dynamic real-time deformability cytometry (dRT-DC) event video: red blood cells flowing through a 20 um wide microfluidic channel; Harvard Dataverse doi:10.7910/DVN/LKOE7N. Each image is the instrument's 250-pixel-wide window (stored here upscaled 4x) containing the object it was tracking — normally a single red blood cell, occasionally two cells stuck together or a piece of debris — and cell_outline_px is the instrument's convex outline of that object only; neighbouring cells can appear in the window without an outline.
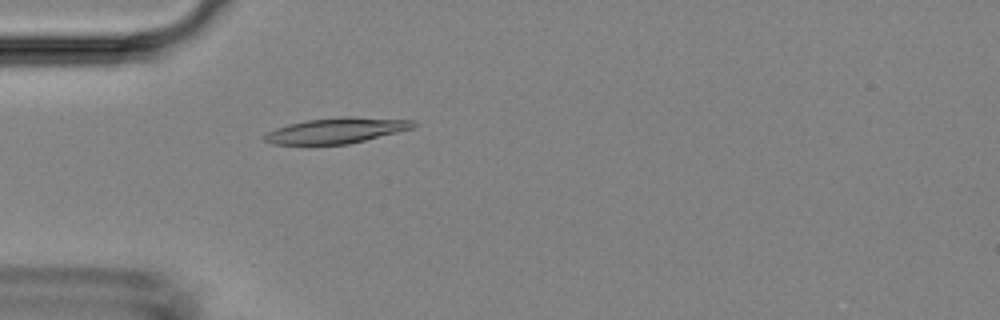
{"species": "Egyptian fruit bat (a non-hibernating species)", "species_latin": "Rousettus aegyptiacus", "temperature_condition": "room temperature", "stored_images_in_passage": 4, "camera_frame_rate_fps": 3000, "um_per_image_px": 0.085, "animal": {"sex": "female"}, "frame": {"image": 1, "passage_image": 4, "time_ms": 4.667, "image_size_px": [1000, 320], "cell_outline_px": [[416, 124], [412, 128], [348, 144], [308, 148], [272, 144], [260, 140], [260, 136], [276, 128], [288, 124], [308, 120], [344, 116], [348, 116], [416, 120]], "centroid_in_image_um": [28.43, 11.15], "position_along_channel_um": 56.6, "area_um2": 23.18}}